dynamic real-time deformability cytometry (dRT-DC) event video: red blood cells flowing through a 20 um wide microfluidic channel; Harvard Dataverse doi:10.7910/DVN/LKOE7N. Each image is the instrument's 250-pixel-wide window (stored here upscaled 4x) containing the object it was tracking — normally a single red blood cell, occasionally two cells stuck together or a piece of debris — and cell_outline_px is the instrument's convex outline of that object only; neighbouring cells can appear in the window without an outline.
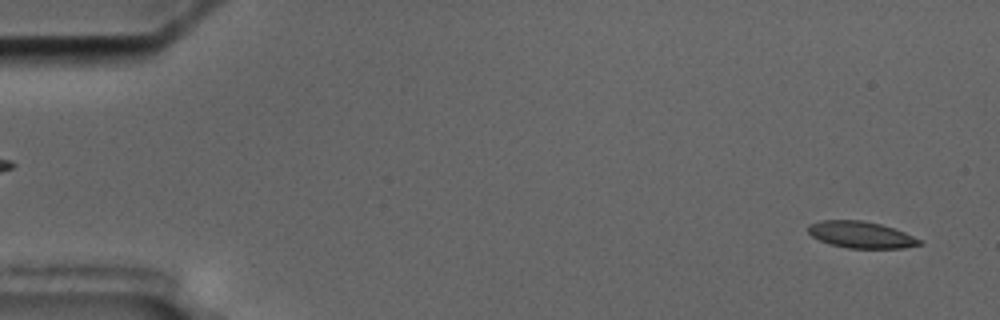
{"species": "common noctule bat (a hibernating species)", "species_latin": "Nyctalus noctula", "temperature_condition": "cold", "stored_images_in_passage": 11, "camera_frame_rate_fps": 3000, "um_per_image_px": 0.085, "animal": {"sex": "male", "body_mass_g": 17.5, "forearm_length_mm": 52.3}, "frame": {"image": 1, "passage_image": 2, "time_ms": 0.333, "image_size_px": [1000, 320], "cell_outline_px": [[924, 240], [920, 244], [904, 248], [848, 248], [832, 244], [820, 240], [812, 236], [808, 232], [808, 224], [820, 220], [864, 220], [880, 224], [904, 232]], "centroid_in_image_um": [73.19, 19.94], "position_along_channel_um": 11.8, "area_um2": 17.22}}